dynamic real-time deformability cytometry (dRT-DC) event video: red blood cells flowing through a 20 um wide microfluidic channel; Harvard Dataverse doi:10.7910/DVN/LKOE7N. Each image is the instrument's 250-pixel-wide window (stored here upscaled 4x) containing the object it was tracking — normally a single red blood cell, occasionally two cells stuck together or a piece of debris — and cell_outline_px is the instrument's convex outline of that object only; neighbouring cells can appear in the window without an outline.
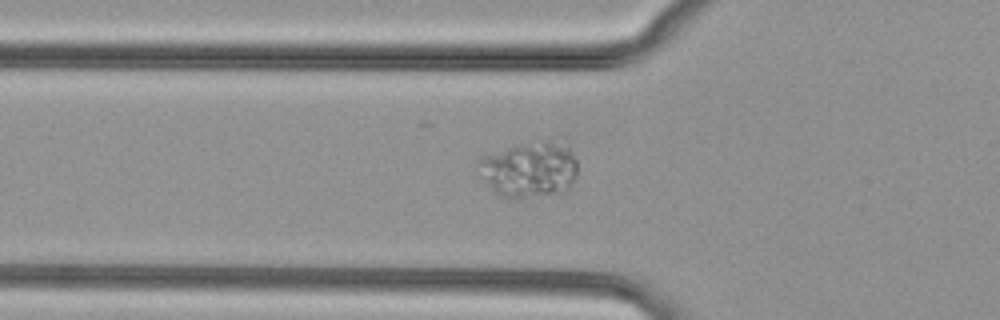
{"species": "common noctule bat (a hibernating species)", "species_latin": "Nyctalus noctula", "temperature_condition": "cold", "stored_images_in_passage": 39, "camera_frame_rate_fps": 3000, "um_per_image_px": 0.085, "animal": {"sex": "female", "body_mass_g": 29.2, "forearm_length_mm": 56.3}, "frame": {"image": 1, "passage_image": 6, "time_ms": 1.667, "image_size_px": [1000, 320], "cell_outline_px": [[576, 176], [572, 184], [564, 192], [516, 200], [508, 200], [500, 196], [484, 180], [476, 160], [480, 156], [520, 144], [552, 136], [568, 144], [576, 160]], "centroid_in_image_um": [45.04, 14.37], "position_along_channel_um": 80.8, "area_um2": 33.35}}
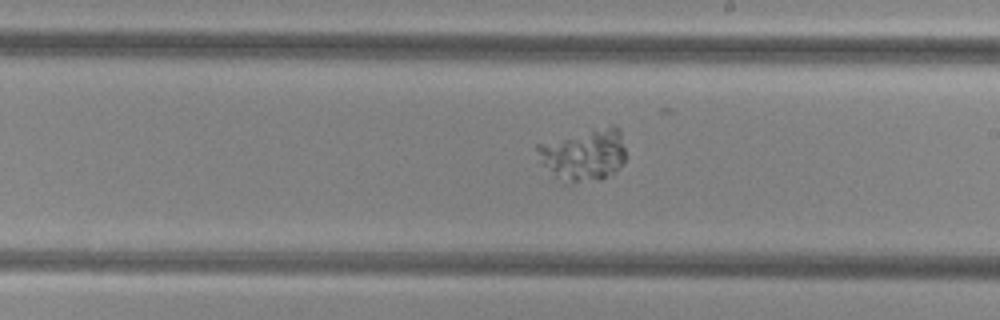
{"frame": {"image": 2, "passage_image": 18, "time_ms": 5.667, "image_size_px": [1000, 320], "cell_outline_px": [[624, 164], [612, 176], [600, 180], [572, 184], [564, 184], [540, 164], [536, 148], [536, 144], [612, 124], [620, 128], [624, 148]], "centroid_in_image_um": [49.63, 13.2], "position_along_channel_um": 239.4, "area_um2": 27.46}}
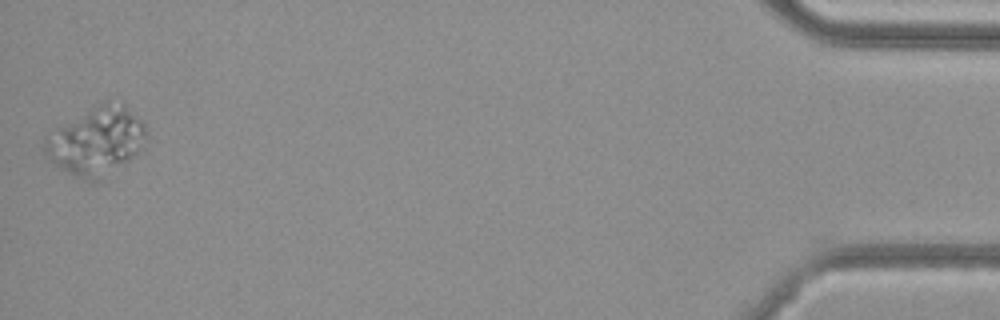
{"frame": {"image": 3, "passage_image": 39, "time_ms": 12.667, "image_size_px": [1000, 320], "cell_outline_px": [[148, 136], [140, 152], [136, 156], [100, 180], [92, 184], [88, 184], [56, 164], [44, 156], [44, 136], [56, 128], [96, 104], [104, 100], [108, 100], [124, 104], [148, 128]], "centroid_in_image_um": [8.21, 12.01], "position_along_channel_um": 427.0, "area_um2": 40.75}}